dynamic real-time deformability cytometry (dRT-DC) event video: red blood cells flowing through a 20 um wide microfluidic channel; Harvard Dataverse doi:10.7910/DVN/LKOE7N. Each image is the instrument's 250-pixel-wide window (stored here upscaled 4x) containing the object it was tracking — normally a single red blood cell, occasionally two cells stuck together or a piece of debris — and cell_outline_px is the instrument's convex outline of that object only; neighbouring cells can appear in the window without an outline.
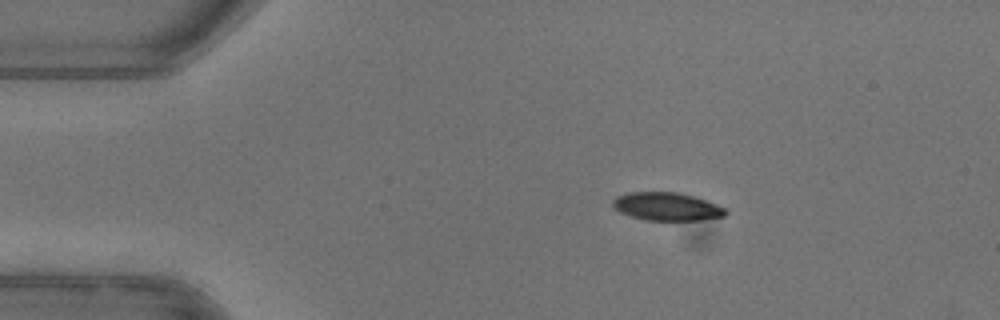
{"species": "common noctule bat (a hibernating species)", "species_latin": "Nyctalus noctula", "temperature_condition": "warm", "stored_images_in_passage": 44, "camera_frame_rate_fps": 3000, "um_per_image_px": 0.085, "animal": {"sex": "female"}, "frame": {"image": 1, "passage_image": 1, "time_ms": 0.0, "image_size_px": [1000, 320], "cell_outline_px": [[728, 212], [724, 216], [700, 220], [644, 220], [620, 212], [612, 208], [612, 200], [616, 196], [628, 192], [676, 192], [692, 196], [716, 204], [724, 208]], "centroid_in_image_um": [56.62, 17.55], "position_along_channel_um": 28.4, "area_um2": 18.38}}
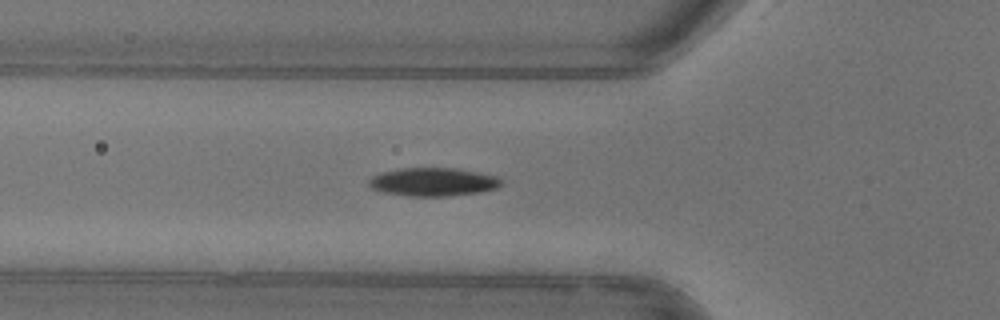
{"frame": {"image": 2, "passage_image": 10, "time_ms": 3.0, "image_size_px": [1000, 320], "cell_outline_px": [[504, 180], [496, 188], [480, 192], [444, 196], [408, 196], [384, 192], [372, 188], [368, 184], [368, 180], [372, 176], [384, 172], [400, 168], [456, 168], [496, 176]], "centroid_in_image_um": [36.81, 15.46], "position_along_channel_um": 89.0, "area_um2": 21.68}, "authors_computed_cell_mechanics": {"area_um2": 21.1837, "velocity_mm_per_s": 3.9774, "shape_relaxation_time_tau1_ms": 3.8975, "shape_relaxation_time_tau2_ms": 7.7411, "deformation_change_tau1": 0.1628, "deformation_change_tau2": 0.0991}}